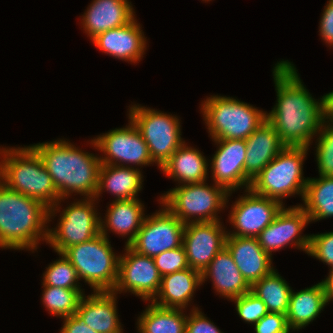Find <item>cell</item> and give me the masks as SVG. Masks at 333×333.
Listing matches in <instances>:
<instances>
[{"label":"cell","instance_id":"obj_1","mask_svg":"<svg viewBox=\"0 0 333 333\" xmlns=\"http://www.w3.org/2000/svg\"><path fill=\"white\" fill-rule=\"evenodd\" d=\"M272 71L277 100L266 119L285 146L310 148L326 119V95L313 98L288 60L278 61Z\"/></svg>","mask_w":333,"mask_h":333},{"label":"cell","instance_id":"obj_2","mask_svg":"<svg viewBox=\"0 0 333 333\" xmlns=\"http://www.w3.org/2000/svg\"><path fill=\"white\" fill-rule=\"evenodd\" d=\"M52 177L60 199L79 195L94 198L98 188L101 160L65 139L30 145Z\"/></svg>","mask_w":333,"mask_h":333},{"label":"cell","instance_id":"obj_3","mask_svg":"<svg viewBox=\"0 0 333 333\" xmlns=\"http://www.w3.org/2000/svg\"><path fill=\"white\" fill-rule=\"evenodd\" d=\"M49 208L0 182V248L30 250L47 242Z\"/></svg>","mask_w":333,"mask_h":333},{"label":"cell","instance_id":"obj_4","mask_svg":"<svg viewBox=\"0 0 333 333\" xmlns=\"http://www.w3.org/2000/svg\"><path fill=\"white\" fill-rule=\"evenodd\" d=\"M0 182L8 189L42 202L48 208L60 200L52 177L30 145L11 148L0 146Z\"/></svg>","mask_w":333,"mask_h":333},{"label":"cell","instance_id":"obj_5","mask_svg":"<svg viewBox=\"0 0 333 333\" xmlns=\"http://www.w3.org/2000/svg\"><path fill=\"white\" fill-rule=\"evenodd\" d=\"M200 110L212 140H246L266 119L263 111L237 98L211 95Z\"/></svg>","mask_w":333,"mask_h":333},{"label":"cell","instance_id":"obj_6","mask_svg":"<svg viewBox=\"0 0 333 333\" xmlns=\"http://www.w3.org/2000/svg\"><path fill=\"white\" fill-rule=\"evenodd\" d=\"M233 192L207 182L178 185L162 194L159 203L164 205L184 224L191 222L221 221L218 214L228 204Z\"/></svg>","mask_w":333,"mask_h":333},{"label":"cell","instance_id":"obj_7","mask_svg":"<svg viewBox=\"0 0 333 333\" xmlns=\"http://www.w3.org/2000/svg\"><path fill=\"white\" fill-rule=\"evenodd\" d=\"M308 147L286 146L257 176L252 180L250 189L261 196L279 201L305 194L308 177L303 175V164L308 154Z\"/></svg>","mask_w":333,"mask_h":333},{"label":"cell","instance_id":"obj_8","mask_svg":"<svg viewBox=\"0 0 333 333\" xmlns=\"http://www.w3.org/2000/svg\"><path fill=\"white\" fill-rule=\"evenodd\" d=\"M109 241L100 233L62 252L76 269L79 280H84L93 292L113 291L117 284L120 255L114 253Z\"/></svg>","mask_w":333,"mask_h":333},{"label":"cell","instance_id":"obj_9","mask_svg":"<svg viewBox=\"0 0 333 333\" xmlns=\"http://www.w3.org/2000/svg\"><path fill=\"white\" fill-rule=\"evenodd\" d=\"M64 200L60 199L49 208L48 214V222H51V219L60 212L56 227H48L46 242L56 253H62L66 248L91 240L100 234L101 215L99 216L95 208L98 203L95 198L76 199L62 209L60 204Z\"/></svg>","mask_w":333,"mask_h":333},{"label":"cell","instance_id":"obj_10","mask_svg":"<svg viewBox=\"0 0 333 333\" xmlns=\"http://www.w3.org/2000/svg\"><path fill=\"white\" fill-rule=\"evenodd\" d=\"M140 105H129L128 118L140 132L152 161L160 169L185 142L181 137V122L176 115Z\"/></svg>","mask_w":333,"mask_h":333},{"label":"cell","instance_id":"obj_11","mask_svg":"<svg viewBox=\"0 0 333 333\" xmlns=\"http://www.w3.org/2000/svg\"><path fill=\"white\" fill-rule=\"evenodd\" d=\"M128 122L123 128H115L90 140L91 147L103 153L99 156L101 165L140 166L141 169L154 164L140 132L130 119Z\"/></svg>","mask_w":333,"mask_h":333},{"label":"cell","instance_id":"obj_12","mask_svg":"<svg viewBox=\"0 0 333 333\" xmlns=\"http://www.w3.org/2000/svg\"><path fill=\"white\" fill-rule=\"evenodd\" d=\"M160 206L162 209L145 216L135 239L128 245L138 254L155 257L182 246L185 224L164 205Z\"/></svg>","mask_w":333,"mask_h":333},{"label":"cell","instance_id":"obj_13","mask_svg":"<svg viewBox=\"0 0 333 333\" xmlns=\"http://www.w3.org/2000/svg\"><path fill=\"white\" fill-rule=\"evenodd\" d=\"M161 279L153 257L138 254L125 245L124 254L119 257L118 280L113 292L117 295L128 291L144 302H151L160 289Z\"/></svg>","mask_w":333,"mask_h":333},{"label":"cell","instance_id":"obj_14","mask_svg":"<svg viewBox=\"0 0 333 333\" xmlns=\"http://www.w3.org/2000/svg\"><path fill=\"white\" fill-rule=\"evenodd\" d=\"M231 206L229 221L232 231L227 236L257 237L282 209L279 201L254 193L250 188L245 189Z\"/></svg>","mask_w":333,"mask_h":333},{"label":"cell","instance_id":"obj_15","mask_svg":"<svg viewBox=\"0 0 333 333\" xmlns=\"http://www.w3.org/2000/svg\"><path fill=\"white\" fill-rule=\"evenodd\" d=\"M310 223L309 216L300 205L283 206L271 222L258 236L262 249L272 257V252L292 245L308 253L310 234L302 235V230Z\"/></svg>","mask_w":333,"mask_h":333},{"label":"cell","instance_id":"obj_16","mask_svg":"<svg viewBox=\"0 0 333 333\" xmlns=\"http://www.w3.org/2000/svg\"><path fill=\"white\" fill-rule=\"evenodd\" d=\"M223 222H191L185 224L183 243L188 266L202 273L225 247L227 231Z\"/></svg>","mask_w":333,"mask_h":333},{"label":"cell","instance_id":"obj_17","mask_svg":"<svg viewBox=\"0 0 333 333\" xmlns=\"http://www.w3.org/2000/svg\"><path fill=\"white\" fill-rule=\"evenodd\" d=\"M217 144V150L209 160L212 180L224 187L229 193L246 189V140L223 139L212 140Z\"/></svg>","mask_w":333,"mask_h":333},{"label":"cell","instance_id":"obj_18","mask_svg":"<svg viewBox=\"0 0 333 333\" xmlns=\"http://www.w3.org/2000/svg\"><path fill=\"white\" fill-rule=\"evenodd\" d=\"M136 17L125 26L107 30L92 40L100 51L128 63H138L147 49V40Z\"/></svg>","mask_w":333,"mask_h":333},{"label":"cell","instance_id":"obj_19","mask_svg":"<svg viewBox=\"0 0 333 333\" xmlns=\"http://www.w3.org/2000/svg\"><path fill=\"white\" fill-rule=\"evenodd\" d=\"M129 0H93L81 16V27L92 41L99 34L127 25L135 16Z\"/></svg>","mask_w":333,"mask_h":333},{"label":"cell","instance_id":"obj_20","mask_svg":"<svg viewBox=\"0 0 333 333\" xmlns=\"http://www.w3.org/2000/svg\"><path fill=\"white\" fill-rule=\"evenodd\" d=\"M225 247L250 286L275 269L272 257L262 249L257 237L227 236Z\"/></svg>","mask_w":333,"mask_h":333},{"label":"cell","instance_id":"obj_21","mask_svg":"<svg viewBox=\"0 0 333 333\" xmlns=\"http://www.w3.org/2000/svg\"><path fill=\"white\" fill-rule=\"evenodd\" d=\"M92 293L81 298L77 317L97 333H123L117 314L116 294L113 291Z\"/></svg>","mask_w":333,"mask_h":333},{"label":"cell","instance_id":"obj_22","mask_svg":"<svg viewBox=\"0 0 333 333\" xmlns=\"http://www.w3.org/2000/svg\"><path fill=\"white\" fill-rule=\"evenodd\" d=\"M246 189L256 176L286 147L266 120L246 139Z\"/></svg>","mask_w":333,"mask_h":333},{"label":"cell","instance_id":"obj_23","mask_svg":"<svg viewBox=\"0 0 333 333\" xmlns=\"http://www.w3.org/2000/svg\"><path fill=\"white\" fill-rule=\"evenodd\" d=\"M201 278L202 285L209 278L217 295L229 300L251 290V286L243 278L226 247L216 254L208 267L201 273Z\"/></svg>","mask_w":333,"mask_h":333},{"label":"cell","instance_id":"obj_24","mask_svg":"<svg viewBox=\"0 0 333 333\" xmlns=\"http://www.w3.org/2000/svg\"><path fill=\"white\" fill-rule=\"evenodd\" d=\"M107 207L104 219L100 217V233L107 238L108 230L128 237V246L136 237L146 216L143 203L138 199L113 200Z\"/></svg>","mask_w":333,"mask_h":333},{"label":"cell","instance_id":"obj_25","mask_svg":"<svg viewBox=\"0 0 333 333\" xmlns=\"http://www.w3.org/2000/svg\"><path fill=\"white\" fill-rule=\"evenodd\" d=\"M202 285L201 273L190 267L162 276L160 289L151 301L163 308L187 309L196 289Z\"/></svg>","mask_w":333,"mask_h":333},{"label":"cell","instance_id":"obj_26","mask_svg":"<svg viewBox=\"0 0 333 333\" xmlns=\"http://www.w3.org/2000/svg\"><path fill=\"white\" fill-rule=\"evenodd\" d=\"M141 171L138 167L101 165L95 200L98 201L105 191L114 195L115 200L138 199V192L143 189Z\"/></svg>","mask_w":333,"mask_h":333},{"label":"cell","instance_id":"obj_27","mask_svg":"<svg viewBox=\"0 0 333 333\" xmlns=\"http://www.w3.org/2000/svg\"><path fill=\"white\" fill-rule=\"evenodd\" d=\"M208 161L200 150L184 142L160 168L163 174L178 185L201 183L208 177Z\"/></svg>","mask_w":333,"mask_h":333},{"label":"cell","instance_id":"obj_28","mask_svg":"<svg viewBox=\"0 0 333 333\" xmlns=\"http://www.w3.org/2000/svg\"><path fill=\"white\" fill-rule=\"evenodd\" d=\"M326 305L328 302L322 282L298 292L292 290L286 313L289 328L299 331L306 327L316 320Z\"/></svg>","mask_w":333,"mask_h":333},{"label":"cell","instance_id":"obj_29","mask_svg":"<svg viewBox=\"0 0 333 333\" xmlns=\"http://www.w3.org/2000/svg\"><path fill=\"white\" fill-rule=\"evenodd\" d=\"M181 308H163L152 302L137 319L139 333H186L188 315Z\"/></svg>","mask_w":333,"mask_h":333},{"label":"cell","instance_id":"obj_30","mask_svg":"<svg viewBox=\"0 0 333 333\" xmlns=\"http://www.w3.org/2000/svg\"><path fill=\"white\" fill-rule=\"evenodd\" d=\"M303 205L310 223L333 217V177L309 178L306 184Z\"/></svg>","mask_w":333,"mask_h":333},{"label":"cell","instance_id":"obj_31","mask_svg":"<svg viewBox=\"0 0 333 333\" xmlns=\"http://www.w3.org/2000/svg\"><path fill=\"white\" fill-rule=\"evenodd\" d=\"M251 291L263 301L268 312L286 315L292 288L275 269L255 282Z\"/></svg>","mask_w":333,"mask_h":333},{"label":"cell","instance_id":"obj_32","mask_svg":"<svg viewBox=\"0 0 333 333\" xmlns=\"http://www.w3.org/2000/svg\"><path fill=\"white\" fill-rule=\"evenodd\" d=\"M42 303L48 313L60 318L75 315L81 298L84 296L83 289H66L53 286H42Z\"/></svg>","mask_w":333,"mask_h":333},{"label":"cell","instance_id":"obj_33","mask_svg":"<svg viewBox=\"0 0 333 333\" xmlns=\"http://www.w3.org/2000/svg\"><path fill=\"white\" fill-rule=\"evenodd\" d=\"M59 259L46 267L43 273V286H53L66 289H81L76 269L63 253H57ZM61 256V257H60Z\"/></svg>","mask_w":333,"mask_h":333},{"label":"cell","instance_id":"obj_34","mask_svg":"<svg viewBox=\"0 0 333 333\" xmlns=\"http://www.w3.org/2000/svg\"><path fill=\"white\" fill-rule=\"evenodd\" d=\"M316 138L315 155L319 175L333 177V122L326 118Z\"/></svg>","mask_w":333,"mask_h":333},{"label":"cell","instance_id":"obj_35","mask_svg":"<svg viewBox=\"0 0 333 333\" xmlns=\"http://www.w3.org/2000/svg\"><path fill=\"white\" fill-rule=\"evenodd\" d=\"M235 304V309L239 317L246 323L254 325L268 310L263 301L258 298L251 290L239 297L231 299Z\"/></svg>","mask_w":333,"mask_h":333},{"label":"cell","instance_id":"obj_36","mask_svg":"<svg viewBox=\"0 0 333 333\" xmlns=\"http://www.w3.org/2000/svg\"><path fill=\"white\" fill-rule=\"evenodd\" d=\"M161 276L189 268L184 246L164 251L153 257Z\"/></svg>","mask_w":333,"mask_h":333},{"label":"cell","instance_id":"obj_37","mask_svg":"<svg viewBox=\"0 0 333 333\" xmlns=\"http://www.w3.org/2000/svg\"><path fill=\"white\" fill-rule=\"evenodd\" d=\"M308 255L333 268V232L310 235Z\"/></svg>","mask_w":333,"mask_h":333},{"label":"cell","instance_id":"obj_38","mask_svg":"<svg viewBox=\"0 0 333 333\" xmlns=\"http://www.w3.org/2000/svg\"><path fill=\"white\" fill-rule=\"evenodd\" d=\"M255 333H289L285 314L268 312L254 325Z\"/></svg>","mask_w":333,"mask_h":333},{"label":"cell","instance_id":"obj_39","mask_svg":"<svg viewBox=\"0 0 333 333\" xmlns=\"http://www.w3.org/2000/svg\"><path fill=\"white\" fill-rule=\"evenodd\" d=\"M189 313L186 322V333H224L198 307L193 306Z\"/></svg>","mask_w":333,"mask_h":333},{"label":"cell","instance_id":"obj_40","mask_svg":"<svg viewBox=\"0 0 333 333\" xmlns=\"http://www.w3.org/2000/svg\"><path fill=\"white\" fill-rule=\"evenodd\" d=\"M319 25L322 40L327 46L333 47V0H329L324 7Z\"/></svg>","mask_w":333,"mask_h":333},{"label":"cell","instance_id":"obj_41","mask_svg":"<svg viewBox=\"0 0 333 333\" xmlns=\"http://www.w3.org/2000/svg\"><path fill=\"white\" fill-rule=\"evenodd\" d=\"M62 319L63 326L60 329V333H97L83 323L76 314Z\"/></svg>","mask_w":333,"mask_h":333},{"label":"cell","instance_id":"obj_42","mask_svg":"<svg viewBox=\"0 0 333 333\" xmlns=\"http://www.w3.org/2000/svg\"><path fill=\"white\" fill-rule=\"evenodd\" d=\"M329 270V275L326 277V279L321 281L324 287L328 304L329 302L333 301V268Z\"/></svg>","mask_w":333,"mask_h":333},{"label":"cell","instance_id":"obj_43","mask_svg":"<svg viewBox=\"0 0 333 333\" xmlns=\"http://www.w3.org/2000/svg\"><path fill=\"white\" fill-rule=\"evenodd\" d=\"M326 95V118L333 122V91Z\"/></svg>","mask_w":333,"mask_h":333}]
</instances>
